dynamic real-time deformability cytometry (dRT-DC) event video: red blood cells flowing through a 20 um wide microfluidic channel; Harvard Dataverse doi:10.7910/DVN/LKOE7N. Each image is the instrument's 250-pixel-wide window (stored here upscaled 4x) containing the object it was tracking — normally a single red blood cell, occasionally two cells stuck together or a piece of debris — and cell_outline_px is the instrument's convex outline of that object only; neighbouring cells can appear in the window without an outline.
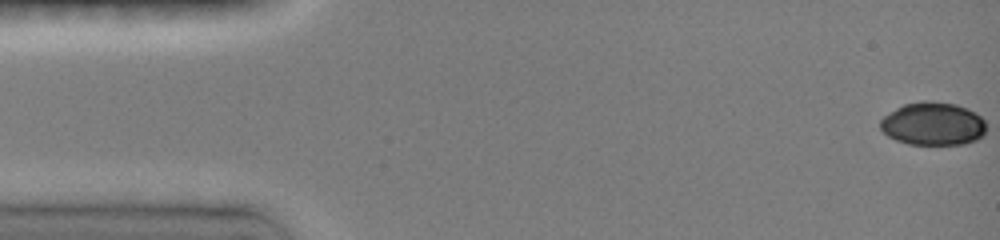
{"species": "common noctule bat (a hibernating species)", "species_latin": "Nyctalus noctula", "temperature_condition": "room temperature", "stored_images_in_passage": 26, "camera_frame_rate_fps": 3000, "um_per_image_px": 0.085, "animal": {"sex": "female", "body_mass_g": 19.0, "forearm_length_mm": 51.5}, "frame": {"image": 1, "passage_image": 1, "time_ms": 0.0, "image_size_px": [1000, 240], "cell_outline_px": [[984, 132], [976, 140], [960, 144], [908, 144], [896, 140], [888, 136], [880, 128], [880, 120], [884, 116], [896, 108], [904, 104], [920, 100], [932, 100], [956, 104], [968, 108], [976, 112], [984, 120]], "centroid_in_image_um": [79.28, 10.5], "position_along_channel_um": 5.7, "area_um2": 26.65}}
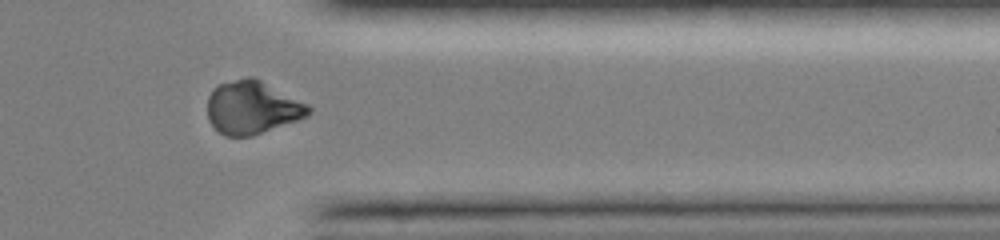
{"frame": {"image": 2, "passage_image": 22, "time_ms": 12.667, "image_size_px": [1000, 240], "cell_outline_px": [[312, 112], [308, 116], [252, 136], [224, 136], [208, 120], [208, 96], [220, 84], [244, 76], [252, 76], [308, 104], [312, 108]], "centroid_in_image_um": [21.45, 9.14], "position_along_channel_um": 390.0, "area_um2": 31.04}}
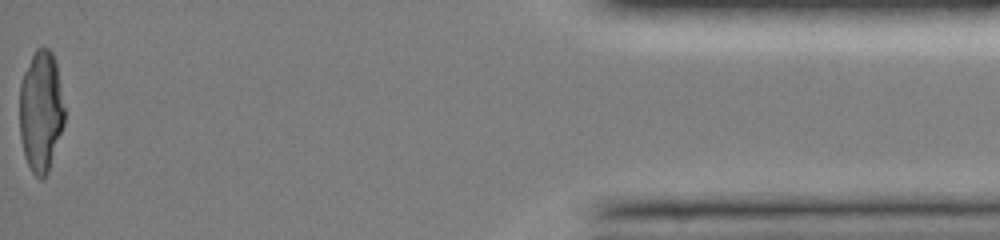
{"frame": {"image": 3, "passage_image": 26, "time_ms": 15.667, "image_size_px": [1000, 240], "cell_outline_px": [[64, 124], [48, 172], [40, 180], [32, 172], [24, 156], [20, 136], [20, 84], [24, 72], [36, 48], [48, 48], [52, 52], [56, 60], [64, 108]], "centroid_in_image_um": [3.47, 9.46], "position_along_channel_um": 431.7, "area_um2": 31.62}}